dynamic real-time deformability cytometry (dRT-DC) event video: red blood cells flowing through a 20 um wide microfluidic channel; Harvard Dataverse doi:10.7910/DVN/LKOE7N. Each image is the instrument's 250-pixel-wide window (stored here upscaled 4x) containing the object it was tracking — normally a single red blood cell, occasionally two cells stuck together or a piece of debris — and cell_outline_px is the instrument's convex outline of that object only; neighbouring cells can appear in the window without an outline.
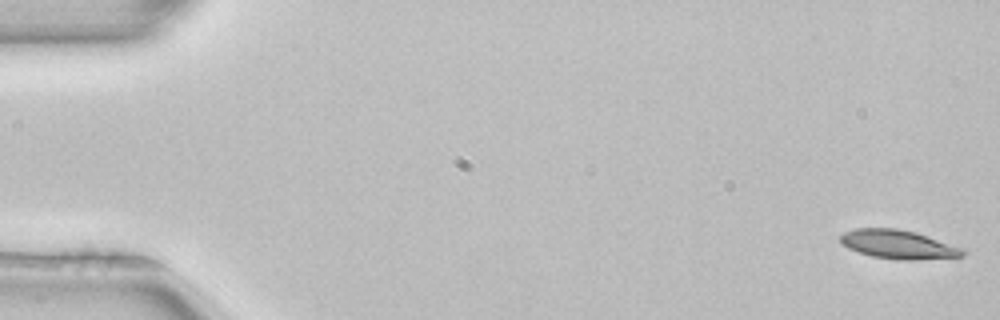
{"species": "common noctule bat (a hibernating species)", "species_latin": "Nyctalus noctula", "temperature_condition": "room temperature", "stored_images_in_passage": 51, "camera_frame_rate_fps": 3000, "um_per_image_px": 0.085, "animal": {"sex": "female", "body_mass_g": 22.7, "forearm_length_mm": 54.2}, "frame": {"image": 1, "passage_image": 1, "time_ms": 0.0, "image_size_px": [1000, 320], "cell_outline_px": [[968, 252], [964, 256], [916, 260], [900, 260], [872, 256], [848, 248], [840, 240], [840, 236], [844, 232], [856, 228], [896, 228], [916, 232], [960, 248]], "centroid_in_image_um": [76.34, 20.77], "position_along_channel_um": 8.7, "area_um2": 20.29}}
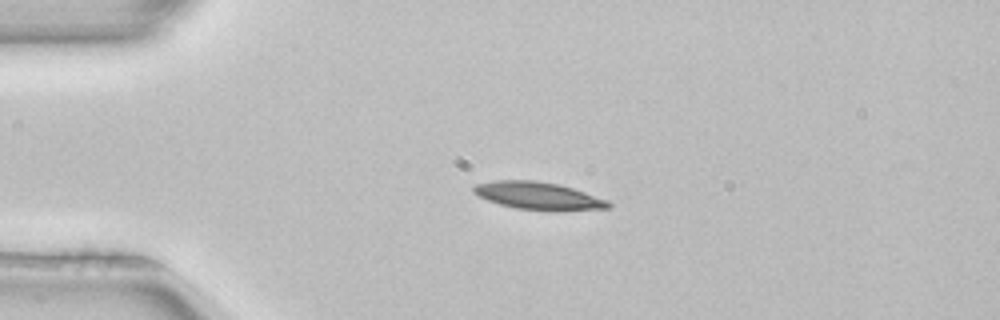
{"frame": {"image": 2, "passage_image": 12, "time_ms": 3.667, "image_size_px": [1000, 320], "cell_outline_px": [[612, 208], [560, 212], [552, 212], [516, 208], [500, 204], [488, 200], [472, 192], [472, 188], [476, 184], [496, 180], [536, 180], [560, 184], [608, 200], [612, 204]], "centroid_in_image_um": [45.82, 16.66], "position_along_channel_um": 39.2, "area_um2": 22.08}}
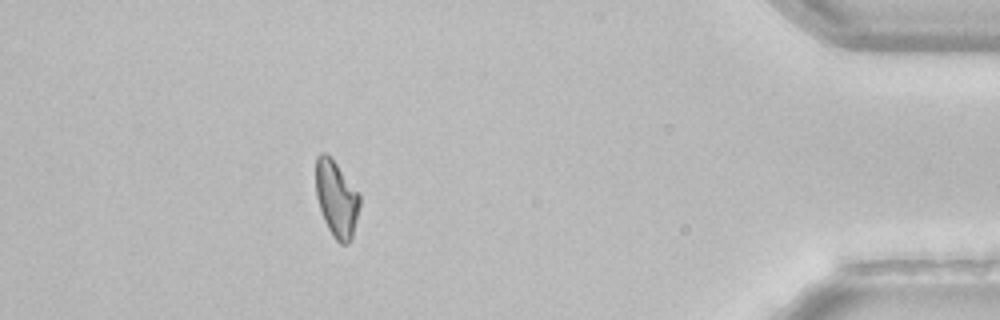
{"frame": {"image": 3, "passage_image": 46, "time_ms": 15.0, "image_size_px": [1000, 320], "cell_outline_px": [[360, 204], [352, 240], [348, 244], [340, 244], [332, 236], [324, 220], [316, 196], [316, 156], [320, 152], [324, 152], [336, 164], [360, 192]], "centroid_in_image_um": [28.62, 16.93], "position_along_channel_um": 406.6, "area_um2": 19.59}, "authors_computed_cell_mechanics": {"area_um2": 20.9236, "velocity_mm_per_s": 3.9785, "shape_relaxation_time_tau1_ms": 5.5132, "shape_relaxation_time_tau2_ms": null, "deformation_change_tau1": 0.1242, "deformation_change_tau2": null}}